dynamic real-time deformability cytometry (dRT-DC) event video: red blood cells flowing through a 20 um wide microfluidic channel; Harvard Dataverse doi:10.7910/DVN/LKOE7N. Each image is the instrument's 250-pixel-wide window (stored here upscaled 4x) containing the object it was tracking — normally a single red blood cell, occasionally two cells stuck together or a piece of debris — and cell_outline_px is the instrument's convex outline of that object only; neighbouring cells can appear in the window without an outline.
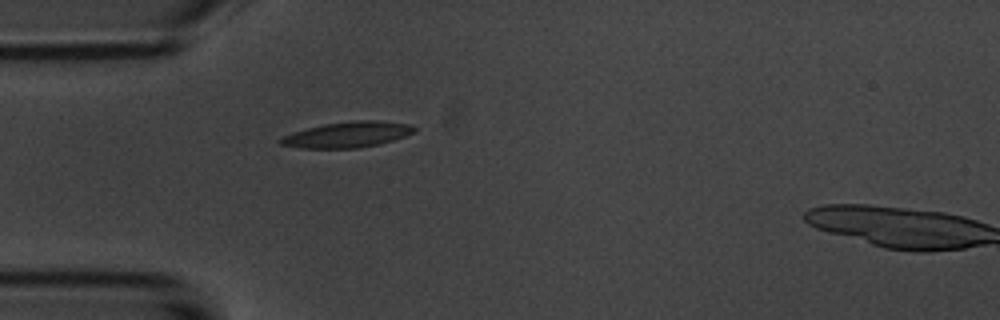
{"species": "common noctule bat (a hibernating species)", "species_latin": "Nyctalus noctula", "temperature_condition": "room temperature", "stored_images_in_passage": 2, "camera_frame_rate_fps": 3000, "um_per_image_px": 0.085, "animal": {"sex": "male", "body_mass_g": 20.1, "forearm_length_mm": 53.5}, "frame": {"image": 1, "passage_image": 1, "time_ms": 0.0, "image_size_px": [1000, 320], "cell_outline_px": [[416, 132], [380, 144], [360, 148], [300, 148], [280, 144], [276, 140], [292, 132], [324, 124], [352, 120], [376, 120], [408, 124], [416, 128]], "centroid_in_image_um": [29.52, 11.44], "position_along_channel_um": 55.5, "area_um2": 20.06}}